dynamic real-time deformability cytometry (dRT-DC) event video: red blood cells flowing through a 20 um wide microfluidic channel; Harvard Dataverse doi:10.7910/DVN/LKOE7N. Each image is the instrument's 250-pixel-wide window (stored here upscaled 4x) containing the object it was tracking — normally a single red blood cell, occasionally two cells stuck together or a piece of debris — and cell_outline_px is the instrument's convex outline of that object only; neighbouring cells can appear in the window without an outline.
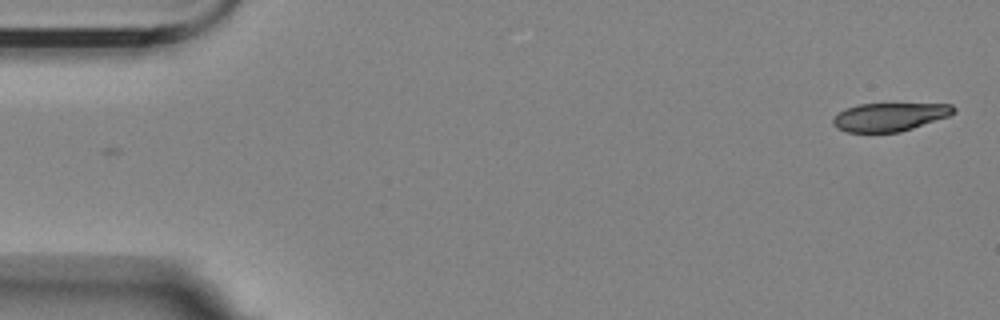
{"species": "Egyptian fruit bat (a non-hibernating species)", "species_latin": "Rousettus aegyptiacus", "temperature_condition": "room temperature", "stored_images_in_passage": 55, "camera_frame_rate_fps": 3000, "um_per_image_px": 0.085, "animal": {"sex": "female"}, "frame": {"image": 1, "passage_image": 1, "time_ms": 0.0, "image_size_px": [1000, 320], "cell_outline_px": [[956, 112], [948, 116], [900, 132], [848, 132], [836, 128], [832, 124], [832, 120], [844, 108], [860, 104], [952, 104], [956, 108]], "centroid_in_image_um": [75.6, 9.93], "position_along_channel_um": 9.4, "area_um2": 19.77}}
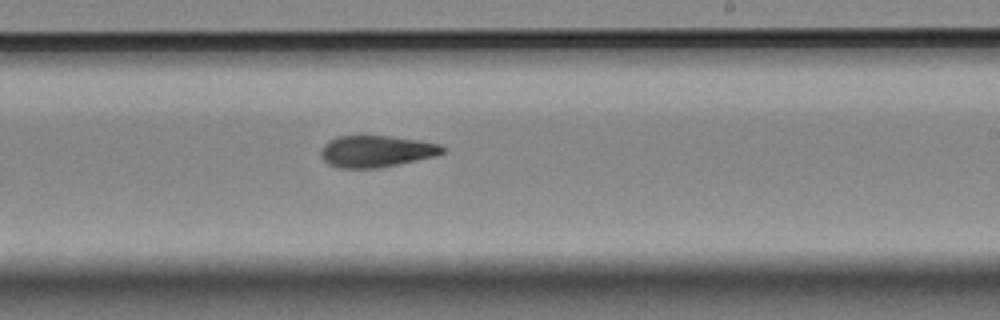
{"frame": {"image": 2, "passage_image": 32, "time_ms": 10.333, "image_size_px": [1000, 320], "cell_outline_px": [[444, 152], [436, 156], [380, 168], [336, 168], [328, 164], [320, 156], [320, 152], [324, 144], [328, 140], [336, 136], [388, 136], [420, 140], [440, 144], [444, 148]], "centroid_in_image_um": [31.96, 12.86], "position_along_channel_um": 257.0, "area_um2": 22.6}}
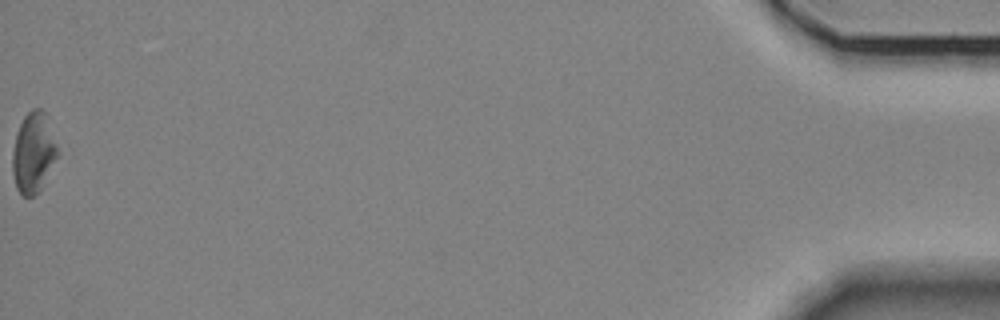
{"frame": {"image": 3, "passage_image": 55, "time_ms": 18.0, "image_size_px": [1000, 320], "cell_outline_px": [[60, 152], [40, 192], [36, 196], [24, 196], [16, 188], [12, 172], [12, 152], [16, 136], [20, 124], [24, 116], [32, 108], [44, 108]], "centroid_in_image_um": [2.86, 12.98], "position_along_channel_um": 432.3, "area_um2": 21.5}, "authors_computed_cell_mechanics": {"area_um2": 22.5998, "velocity_mm_per_s": 3.5661, "shape_relaxation_time_tau1_ms": 4.2944, "shape_relaxation_time_tau2_ms": 6.1257, "deformation_change_tau1": 0.1707, "deformation_change_tau2": 0.1507}}